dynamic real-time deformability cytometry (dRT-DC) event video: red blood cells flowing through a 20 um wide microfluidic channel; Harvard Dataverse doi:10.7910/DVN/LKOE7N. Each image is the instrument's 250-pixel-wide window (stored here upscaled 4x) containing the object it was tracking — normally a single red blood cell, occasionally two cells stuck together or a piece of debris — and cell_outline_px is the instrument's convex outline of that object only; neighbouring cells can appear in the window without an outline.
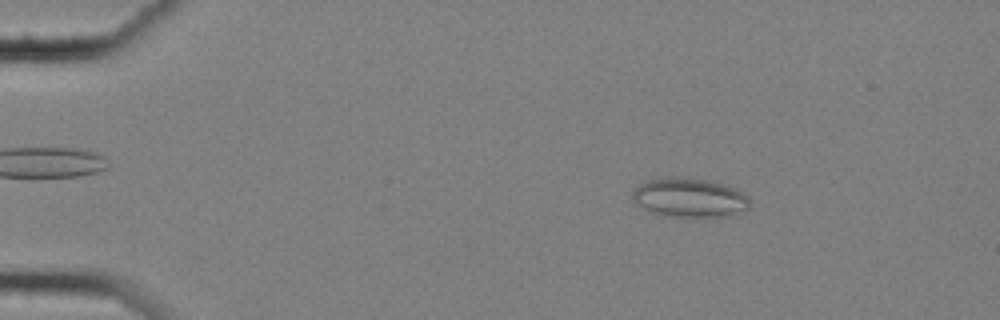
{"species": "common noctule bat (a hibernating species)", "species_latin": "Nyctalus noctula", "temperature_condition": "cold", "stored_images_in_passage": 56, "camera_frame_rate_fps": 3000, "um_per_image_px": 0.085, "animal": {"sex": "female", "body_mass_g": 25.1}, "frame": {"image": 1, "passage_image": 7, "time_ms": 2.0, "image_size_px": [1000, 320], "cell_outline_px": [[748, 208], [744, 212], [728, 216], [664, 216], [652, 212], [636, 204], [632, 200], [632, 192], [640, 184], [648, 180], [668, 176], [676, 176], [712, 180], [736, 188], [748, 196]], "centroid_in_image_um": [58.61, 16.78], "position_along_channel_um": 26.4, "area_um2": 26.99}}
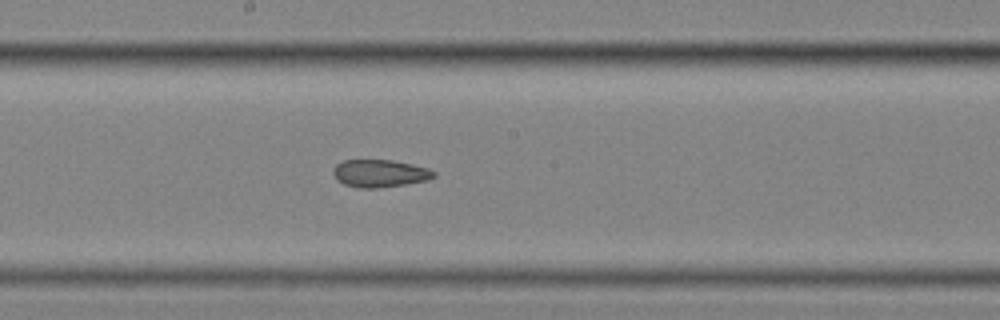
{"frame": {"image": 2, "passage_image": 30, "time_ms": 9.667, "image_size_px": [1000, 320], "cell_outline_px": [[436, 176], [428, 180], [404, 184], [376, 188], [360, 188], [344, 184], [336, 180], [332, 172], [332, 168], [336, 164], [344, 160], [392, 160], [412, 164], [428, 168], [436, 172]], "centroid_in_image_um": [32.26, 14.73], "position_along_channel_um": 215.9, "area_um2": 16.24}}
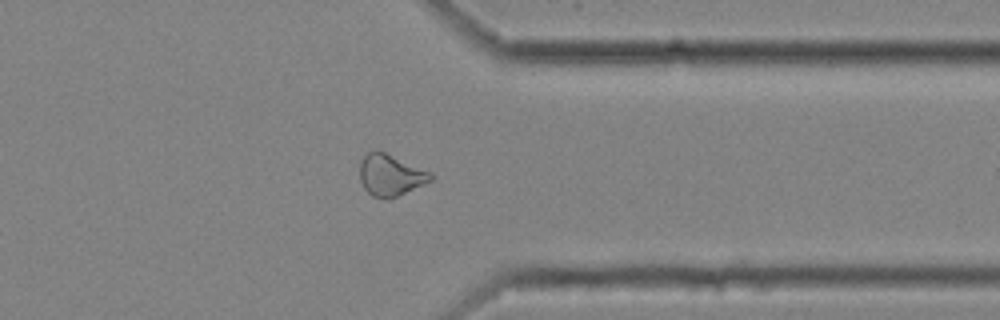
{"frame": {"image": 3, "passage_image": 44, "time_ms": 14.333, "image_size_px": [1000, 320], "cell_outline_px": [[432, 180], [424, 184], [388, 200], [372, 196], [364, 188], [360, 180], [360, 160], [368, 152], [384, 152], [432, 172]], "centroid_in_image_um": [33.18, 14.9], "position_along_channel_um": 378.2, "area_um2": 16.99}, "authors_computed_cell_mechanics": {"area_um2": 18.5249, "velocity_mm_per_s": 3.5171, "shape_relaxation_time_tau1_ms": null, "shape_relaxation_time_tau2_ms": 5.4872, "deformation_change_tau1": null, "deformation_change_tau2": 0.1095}}